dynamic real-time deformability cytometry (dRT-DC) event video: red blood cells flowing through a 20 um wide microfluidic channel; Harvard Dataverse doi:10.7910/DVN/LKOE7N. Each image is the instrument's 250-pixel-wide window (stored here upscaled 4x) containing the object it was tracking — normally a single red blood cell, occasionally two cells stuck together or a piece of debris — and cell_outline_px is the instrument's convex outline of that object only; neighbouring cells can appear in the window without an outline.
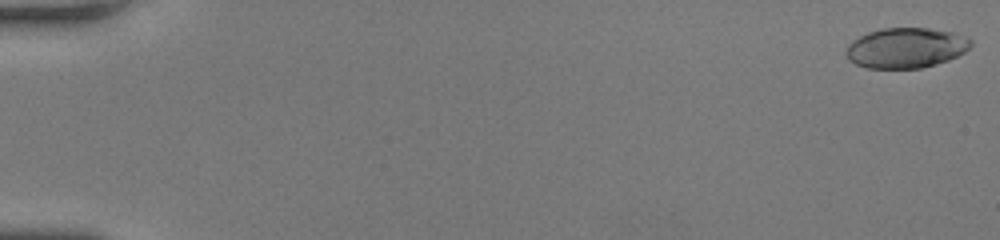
{"species": "human", "species_latin": "Homo sapiens", "temperature_condition": "room temperature", "stored_images_in_passage": 56, "camera_frame_rate_fps": 3000, "um_per_image_px": 0.085, "donor": {"sex": "female"}, "frame": {"image": 1, "passage_image": 1, "time_ms": 0.0, "image_size_px": [1000, 240], "cell_outline_px": [[972, 44], [964, 52], [948, 60], [936, 64], [920, 68], [868, 68], [856, 64], [848, 60], [844, 52], [848, 44], [852, 40], [868, 32], [880, 28], [928, 28], [952, 32], [972, 40]], "centroid_in_image_um": [76.96, 4.07], "position_along_channel_um": 8.0, "area_um2": 29.25}}
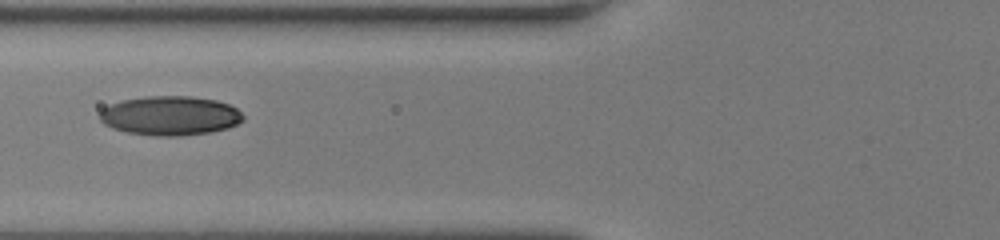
{"frame": {"image": 2, "passage_image": 24, "time_ms": 7.667, "image_size_px": [1000, 240], "cell_outline_px": [[244, 120], [228, 128], [212, 132], [180, 136], [156, 136], [128, 132], [112, 128], [104, 124], [100, 120], [100, 112], [104, 108], [112, 104], [124, 100], [144, 96], [192, 96], [216, 100], [228, 104], [236, 108], [244, 116]], "centroid_in_image_um": [14.48, 9.83], "position_along_channel_um": 111.3, "area_um2": 32.83}}
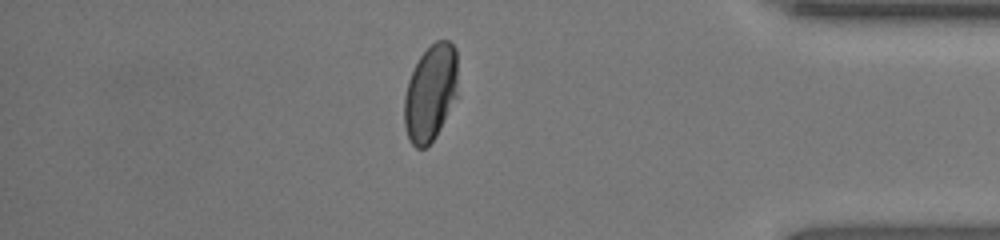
{"frame": {"image": 3, "passage_image": 49, "time_ms": 16.0, "image_size_px": [1000, 240], "cell_outline_px": [[456, 96], [436, 136], [424, 148], [416, 148], [408, 140], [404, 124], [404, 96], [408, 80], [420, 56], [436, 40], [448, 40], [456, 48]], "centroid_in_image_um": [36.56, 7.9], "position_along_channel_um": 398.6, "area_um2": 29.77}, "authors_computed_cell_mechanics": {"area_um2": 30.7207, "velocity_mm_per_s": 3.7685, "shape_relaxation_time_tau1_ms": 6.4337, "shape_relaxation_time_tau2_ms": 1.193, "deformation_change_tau1": 0.1982, "deformation_change_tau2": 0.03}}